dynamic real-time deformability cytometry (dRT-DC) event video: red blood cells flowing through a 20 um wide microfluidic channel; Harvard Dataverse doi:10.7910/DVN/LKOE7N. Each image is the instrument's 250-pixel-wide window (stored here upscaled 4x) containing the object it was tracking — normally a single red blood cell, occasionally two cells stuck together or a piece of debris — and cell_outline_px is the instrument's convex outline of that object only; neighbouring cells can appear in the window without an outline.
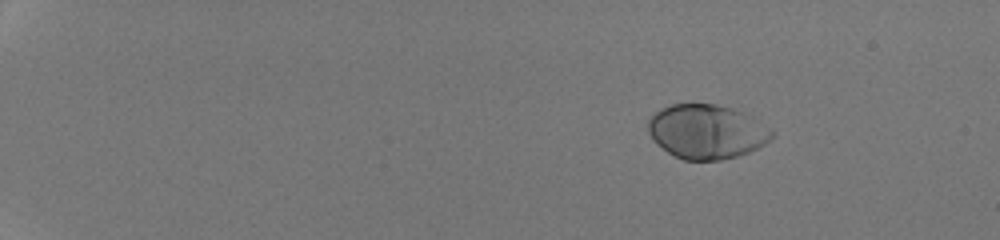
{"species": "human", "species_latin": "Homo sapiens", "temperature_condition": "room temperature", "stored_images_in_passage": 48, "camera_frame_rate_fps": 3000, "um_per_image_px": 0.085, "donor": {"sex": "male"}, "frame": {"image": 1, "passage_image": 4, "time_ms": 1.0, "image_size_px": [1000, 240], "cell_outline_px": [[776, 136], [764, 144], [748, 152], [736, 156], [720, 160], [684, 160], [668, 152], [648, 132], [648, 120], [660, 108], [672, 104], [716, 104], [732, 108], [744, 112], [752, 116], [776, 132]], "centroid_in_image_um": [60.12, 11.17], "position_along_channel_um": 24.9, "area_um2": 39.02}}
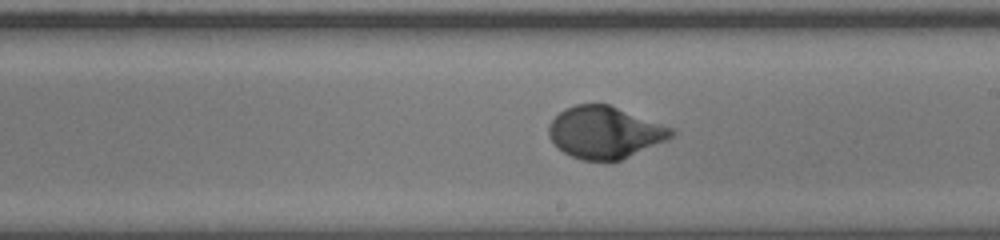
{"frame": {"image": 2, "passage_image": 30, "time_ms": 9.667, "image_size_px": [1000, 240], "cell_outline_px": [[676, 132], [668, 140], [620, 160], [584, 160], [572, 156], [564, 152], [548, 136], [548, 124], [564, 108], [576, 104], [608, 104], [676, 128]], "centroid_in_image_um": [51.45, 11.24], "position_along_channel_um": 237.6, "area_um2": 37.11}}
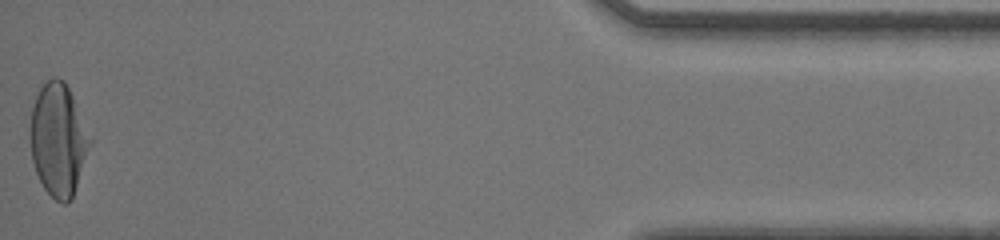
{"frame": {"image": 3, "passage_image": 48, "time_ms": 15.667, "image_size_px": [1000, 240], "cell_outline_px": [[92, 144], [72, 200], [68, 204], [64, 204], [56, 200], [44, 188], [36, 172], [32, 160], [28, 140], [28, 128], [32, 108], [36, 96], [40, 88], [52, 76], [56, 76], [64, 80], [72, 96], [92, 140]], "centroid_in_image_um": [4.93, 11.9], "position_along_channel_um": 430.3, "area_um2": 39.65}, "authors_computed_cell_mechanics": {"area_um2": 37.5989, "velocity_mm_per_s": 4.264, "shape_relaxation_time_tau1_ms": 2.8216, "shape_relaxation_time_tau2_ms": null, "deformation_change_tau1": 0.1816, "deformation_change_tau2": null}}